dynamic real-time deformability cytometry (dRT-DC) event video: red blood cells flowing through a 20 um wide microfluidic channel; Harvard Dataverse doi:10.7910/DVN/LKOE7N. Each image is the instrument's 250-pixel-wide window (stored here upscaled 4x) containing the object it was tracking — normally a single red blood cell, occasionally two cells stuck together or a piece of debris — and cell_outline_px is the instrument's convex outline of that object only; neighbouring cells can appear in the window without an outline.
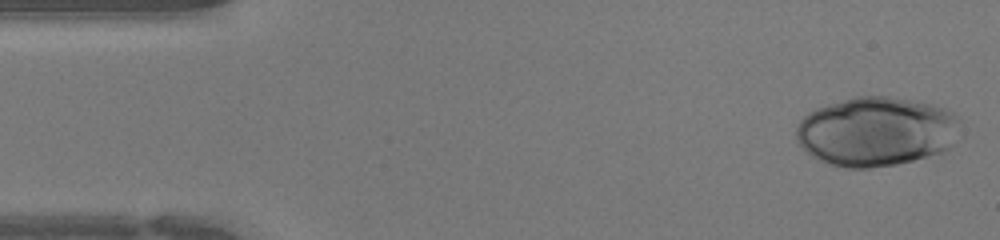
{"species": "human", "species_latin": "Homo sapiens", "temperature_condition": "warm", "stored_images_in_passage": 43, "camera_frame_rate_fps": 3000, "um_per_image_px": 0.085, "donor": {"sex": "female"}, "frame": {"image": 1, "passage_image": 1, "time_ms": 0.0, "image_size_px": [1000, 240], "cell_outline_px": [[964, 136], [960, 140], [944, 152], [896, 164], [868, 168], [844, 168], [828, 164], [816, 160], [796, 140], [796, 128], [800, 120], [808, 112], [816, 108], [828, 104], [856, 96], [888, 96], [936, 104], [960, 116]], "centroid_in_image_um": [74.58, 11.18], "position_along_channel_um": 10.4, "area_um2": 67.63}}